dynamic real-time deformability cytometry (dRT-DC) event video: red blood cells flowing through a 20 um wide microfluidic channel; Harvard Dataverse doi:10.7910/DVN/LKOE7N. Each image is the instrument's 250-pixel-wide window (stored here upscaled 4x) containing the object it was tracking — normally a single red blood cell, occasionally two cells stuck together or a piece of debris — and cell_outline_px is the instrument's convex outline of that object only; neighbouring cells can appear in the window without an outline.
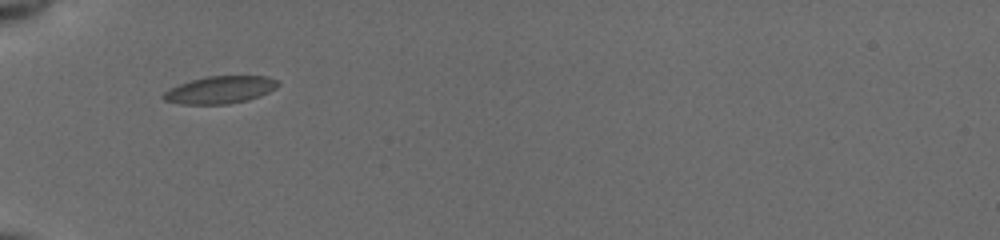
{"species": "common noctule bat (a hibernating species)", "species_latin": "Nyctalus noctula", "temperature_condition": "cold", "stored_images_in_passage": 4, "camera_frame_rate_fps": 3000, "um_per_image_px": 0.085, "animal": {"sex": "female", "body_mass_g": 19.5, "forearm_length_mm": 54.1}, "frame": {"image": 1, "passage_image": 1, "time_ms": 0.0, "image_size_px": [1000, 240], "cell_outline_px": [[280, 84], [276, 88], [260, 96], [248, 100], [228, 104], [184, 104], [164, 100], [160, 96], [164, 92], [180, 84], [192, 80], [208, 76], [268, 76], [276, 80]], "centroid_in_image_um": [18.73, 7.64], "position_along_channel_um": 66.3, "area_um2": 18.15}}
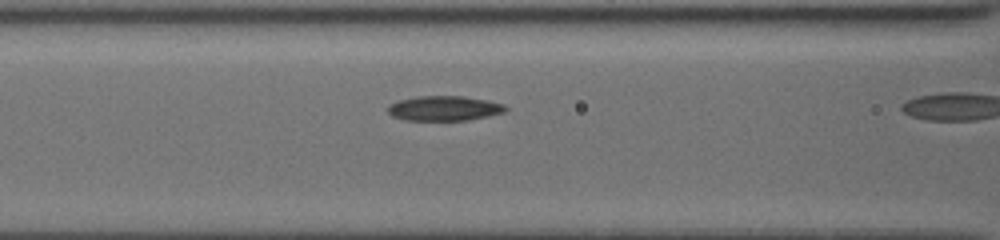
{"frame": {"image": 2, "passage_image": 3, "time_ms": 0.667, "image_size_px": [1000, 240], "cell_outline_px": [[508, 108], [504, 112], [488, 116], [468, 120], [404, 120], [392, 116], [388, 112], [388, 104], [400, 100], [416, 96], [464, 96], [504, 104]], "centroid_in_image_um": [37.73, 9.21], "position_along_channel_um": 128.9, "area_um2": 16.99}}